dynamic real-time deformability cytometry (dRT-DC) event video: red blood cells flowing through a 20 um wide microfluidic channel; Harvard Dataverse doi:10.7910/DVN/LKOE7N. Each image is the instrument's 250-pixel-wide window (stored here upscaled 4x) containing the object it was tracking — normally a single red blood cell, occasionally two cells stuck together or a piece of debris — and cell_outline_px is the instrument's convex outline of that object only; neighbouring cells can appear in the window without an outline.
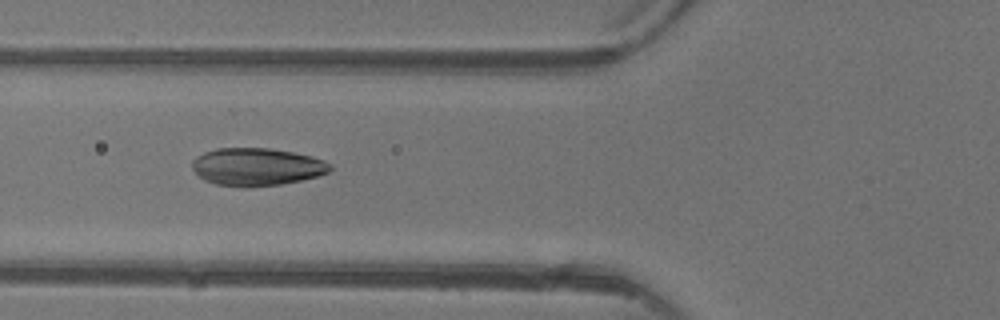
{"species": "common noctule bat (a hibernating species)", "species_latin": "Nyctalus noctula", "temperature_condition": "warm", "stored_images_in_passage": 5, "camera_frame_rate_fps": 3000, "um_per_image_px": 0.085, "animal": {"sex": "female"}, "frame": {"image": 1, "passage_image": 5, "time_ms": 4.667, "image_size_px": [1000, 320], "cell_outline_px": [[332, 168], [328, 172], [316, 176], [300, 180], [280, 184], [216, 184], [204, 180], [192, 168], [192, 160], [196, 156], [204, 152], [216, 148], [268, 148], [292, 152], [312, 156], [324, 160], [332, 164]], "centroid_in_image_um": [21.83, 14.13], "position_along_channel_um": 104.0, "area_um2": 29.42}}